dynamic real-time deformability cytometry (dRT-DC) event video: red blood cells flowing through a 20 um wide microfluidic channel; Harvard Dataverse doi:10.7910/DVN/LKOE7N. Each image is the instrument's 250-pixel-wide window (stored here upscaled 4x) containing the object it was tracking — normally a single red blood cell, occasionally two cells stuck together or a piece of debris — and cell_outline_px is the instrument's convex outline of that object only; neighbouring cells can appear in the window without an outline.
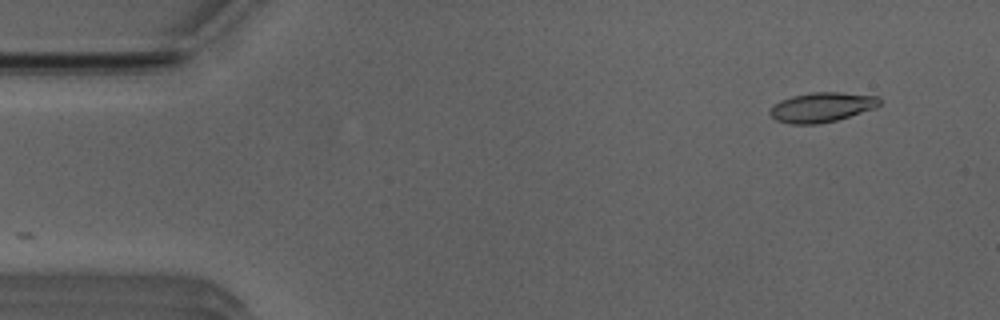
{"species": "Egyptian fruit bat (a non-hibernating species)", "species_latin": "Rousettus aegyptiacus", "temperature_condition": "room temperature", "stored_images_in_passage": 48, "camera_frame_rate_fps": 3000, "um_per_image_px": 0.085, "animal": {"sex": "male"}, "frame": {"image": 1, "passage_image": 1, "time_ms": 0.0, "image_size_px": [1000, 320], "cell_outline_px": [[880, 104], [876, 108], [836, 120], [816, 124], [792, 124], [776, 120], [768, 112], [768, 108], [772, 104], [780, 100], [792, 96], [812, 92], [840, 92], [880, 96]], "centroid_in_image_um": [69.83, 9.1], "position_along_channel_um": 15.2, "area_um2": 19.13}}
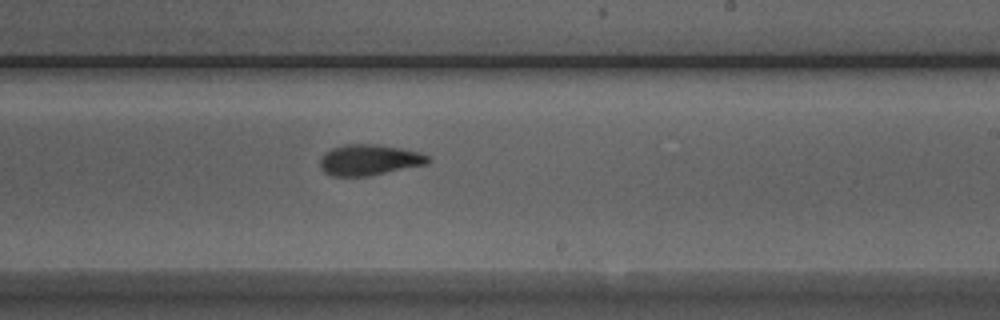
{"frame": {"image": 2, "passage_image": 27, "time_ms": 8.667, "image_size_px": [1000, 320], "cell_outline_px": [[432, 160], [428, 164], [368, 176], [332, 176], [324, 172], [320, 168], [320, 156], [332, 148], [344, 144], [380, 144], [420, 152], [428, 156]], "centroid_in_image_um": [31.38, 13.59], "position_along_channel_um": 257.6, "area_um2": 19.59}}
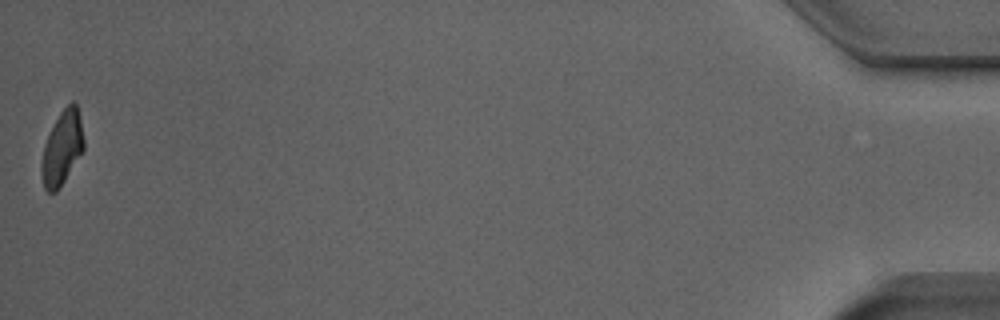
{"frame": {"image": 3, "passage_image": 48, "time_ms": 15.667, "image_size_px": [1000, 320], "cell_outline_px": [[84, 148], [64, 180], [56, 192], [48, 192], [44, 188], [40, 164], [40, 160], [44, 144], [60, 112], [72, 100], [76, 104], [80, 120], [84, 140]], "centroid_in_image_um": [5.26, 12.58], "position_along_channel_um": 429.9, "area_um2": 17.8}, "authors_computed_cell_mechanics": {"area_um2": 19.363, "velocity_mm_per_s": 3.9612, "shape_relaxation_time_tau1_ms": 3.4886, "shape_relaxation_time_tau2_ms": 1.9207, "deformation_change_tau1": 0.1608, "deformation_change_tau2": 0.0974}}